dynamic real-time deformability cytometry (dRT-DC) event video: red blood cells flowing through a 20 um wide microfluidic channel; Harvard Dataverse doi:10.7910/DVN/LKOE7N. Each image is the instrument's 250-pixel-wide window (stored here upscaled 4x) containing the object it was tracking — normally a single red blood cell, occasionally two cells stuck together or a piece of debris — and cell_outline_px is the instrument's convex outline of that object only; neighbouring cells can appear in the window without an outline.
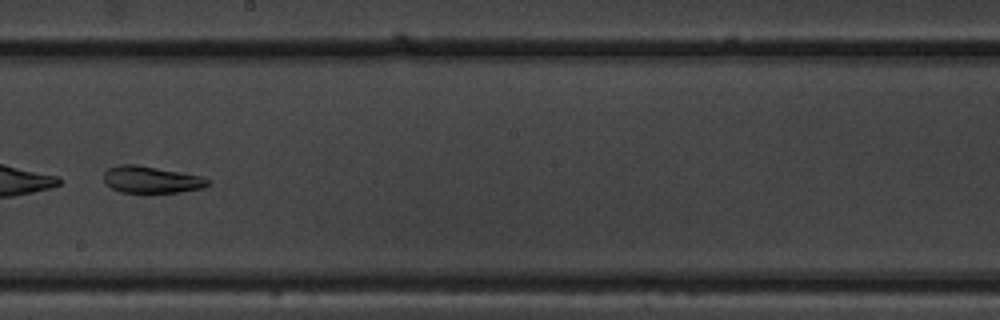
{"species": "common noctule bat (a hibernating species)", "species_latin": "Nyctalus noctula", "temperature_condition": "warm", "stored_images_in_passage": 50, "camera_frame_rate_fps": 3000, "um_per_image_px": 0.085, "animal": {"sex": "male", "body_mass_g": 19.5, "forearm_length_mm": 54.6}, "frame": {"image": 1, "passage_image": 30, "time_ms": 9.667, "image_size_px": [1000, 320], "cell_outline_px": [[212, 184], [204, 188], [180, 192], [120, 192], [104, 184], [104, 172], [108, 168], [120, 164], [136, 164], [204, 176], [212, 180]], "centroid_in_image_um": [12.91, 15.26], "position_along_channel_um": 235.3, "area_um2": 16.59}}
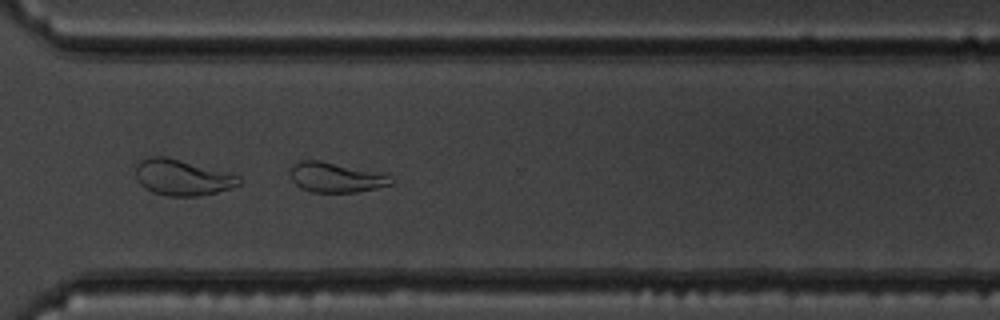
{"frame": {"image": 2, "passage_image": 38, "time_ms": 12.333, "image_size_px": [1000, 320], "cell_outline_px": [[396, 180], [392, 184], [376, 188], [356, 192], [312, 192], [300, 188], [292, 180], [288, 172], [288, 168], [292, 164], [300, 160], [320, 160], [376, 172], [388, 176]], "centroid_in_image_um": [28.47, 15.07], "position_along_channel_um": 342.1, "area_um2": 17.63}}